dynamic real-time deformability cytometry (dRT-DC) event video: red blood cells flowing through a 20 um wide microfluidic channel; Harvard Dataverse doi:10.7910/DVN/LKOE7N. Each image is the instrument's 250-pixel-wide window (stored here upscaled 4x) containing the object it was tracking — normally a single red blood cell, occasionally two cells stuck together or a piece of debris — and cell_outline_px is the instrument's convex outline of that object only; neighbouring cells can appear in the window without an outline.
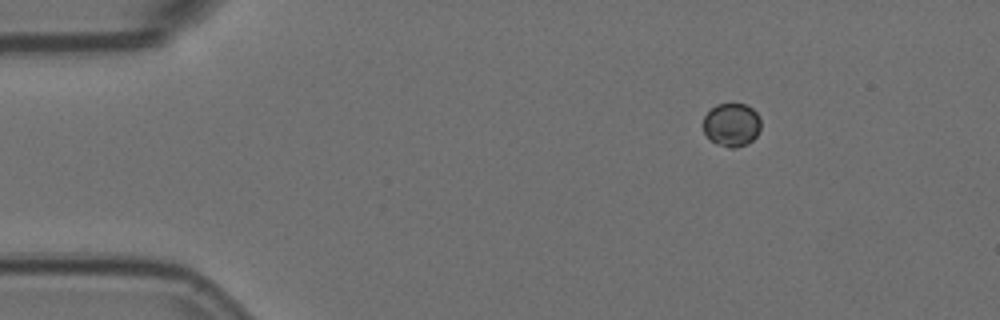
{"species": "Egyptian fruit bat (a non-hibernating species)", "species_latin": "Rousettus aegyptiacus", "temperature_condition": "room temperature", "stored_images_in_passage": 11, "camera_frame_rate_fps": 3000, "um_per_image_px": 0.085, "animal": {"sex": "female"}, "frame": {"image": 1, "passage_image": 1, "time_ms": 0.0, "image_size_px": [1000, 320], "cell_outline_px": [[760, 132], [752, 140], [736, 148], [728, 148], [716, 144], [704, 132], [704, 116], [716, 104], [744, 104], [752, 108], [760, 116]], "centroid_in_image_um": [62.21, 10.61], "position_along_channel_um": 22.8, "area_um2": 14.51}}
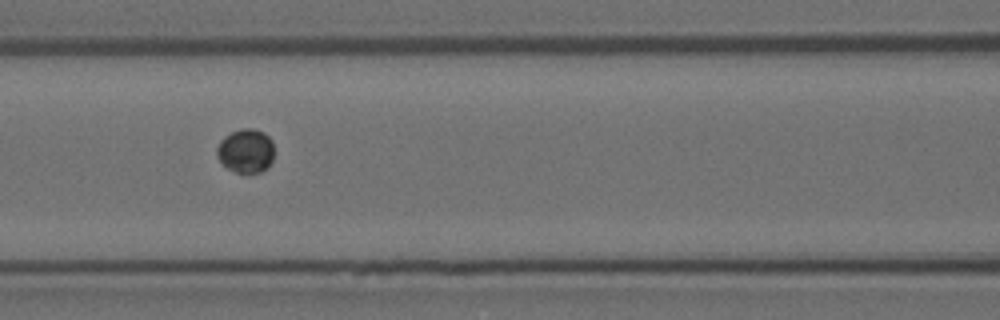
{"frame": {"image": 2, "passage_image": 5, "time_ms": 1.333, "image_size_px": [1000, 320], "cell_outline_px": [[272, 160], [260, 172], [236, 172], [228, 168], [216, 156], [216, 148], [220, 140], [224, 136], [232, 132], [244, 128], [252, 128], [264, 132], [272, 140]], "centroid_in_image_um": [20.86, 12.79], "position_along_channel_um": 145.7, "area_um2": 14.39}}
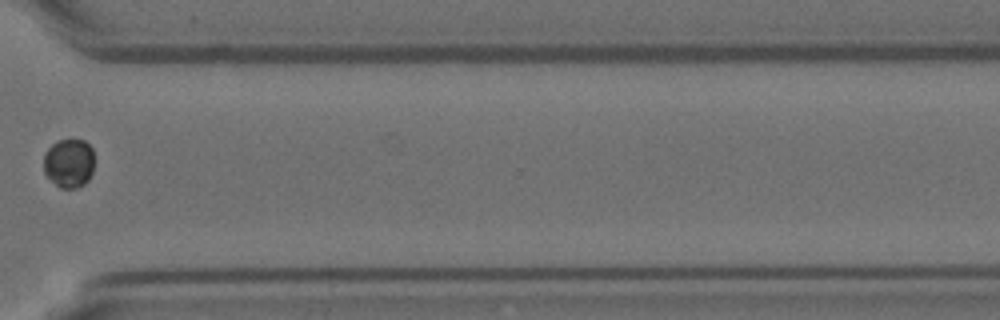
{"frame": {"image": 3, "passage_image": 10, "time_ms": 3.0, "image_size_px": [1000, 320], "cell_outline_px": [[92, 172], [88, 180], [84, 184], [76, 188], [60, 188], [44, 172], [44, 152], [52, 144], [60, 140], [84, 140], [92, 148]], "centroid_in_image_um": [5.85, 13.86], "position_along_channel_um": 364.8, "area_um2": 14.28}}